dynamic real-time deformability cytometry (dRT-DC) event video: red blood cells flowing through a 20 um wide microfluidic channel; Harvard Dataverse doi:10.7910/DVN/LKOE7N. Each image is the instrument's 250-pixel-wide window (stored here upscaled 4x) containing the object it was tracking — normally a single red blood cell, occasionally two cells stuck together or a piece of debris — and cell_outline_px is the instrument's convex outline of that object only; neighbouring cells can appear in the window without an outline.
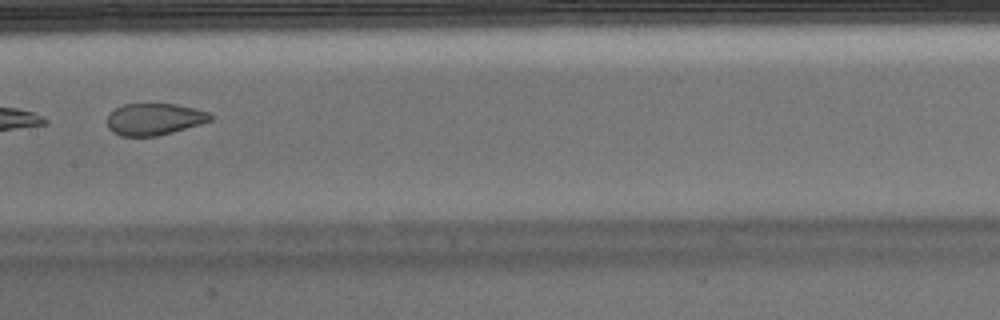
{"species": "Egyptian fruit bat (a non-hibernating species)", "species_latin": "Rousettus aegyptiacus", "temperature_condition": "warm", "stored_images_in_passage": 7, "camera_frame_rate_fps": 3000, "um_per_image_px": 0.085, "animal": {"sex": "male"}, "frame": {"image": 1, "passage_image": 7, "time_ms": 2.0, "image_size_px": [1000, 320], "cell_outline_px": [[216, 116], [212, 120], [200, 124], [172, 132], [156, 136], [120, 136], [112, 132], [108, 128], [108, 116], [116, 108], [124, 104], [176, 104], [196, 108], [208, 112]], "centroid_in_image_um": [13.15, 10.13], "position_along_channel_um": 194.3, "area_um2": 19.13}}